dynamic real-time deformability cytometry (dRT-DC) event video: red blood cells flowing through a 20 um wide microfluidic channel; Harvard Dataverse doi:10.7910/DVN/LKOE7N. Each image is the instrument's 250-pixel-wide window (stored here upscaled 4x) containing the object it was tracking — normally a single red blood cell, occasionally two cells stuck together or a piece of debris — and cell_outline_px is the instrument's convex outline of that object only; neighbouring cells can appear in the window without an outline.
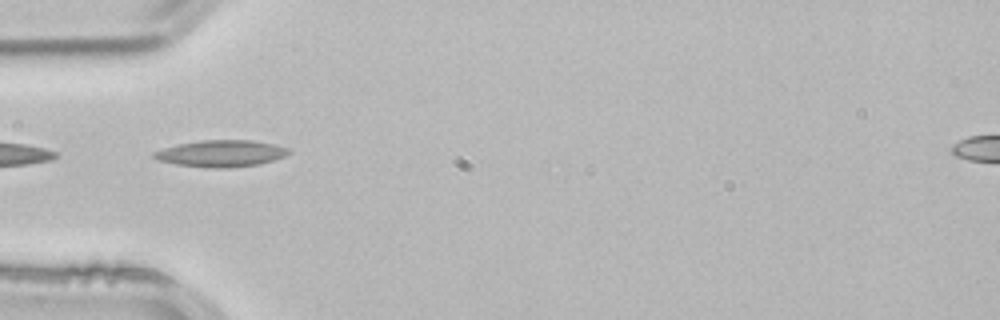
{"species": "common noctule bat (a hibernating species)", "species_latin": "Nyctalus noctula", "temperature_condition": "room temperature", "stored_images_in_passage": 3, "camera_frame_rate_fps": 3000, "um_per_image_px": 0.085, "animal": {"sex": "male", "body_mass_g": 21.5, "forearm_length_mm": 52.0}, "frame": {"image": 1, "passage_image": 3, "time_ms": 0.667, "image_size_px": [1000, 320], "cell_outline_px": [[292, 152], [284, 156], [260, 164], [228, 168], [212, 168], [176, 164], [160, 160], [152, 156], [152, 152], [164, 148], [180, 144], [200, 140], [252, 140], [272, 144], [288, 148]], "centroid_in_image_um": [18.8, 13.04], "position_along_channel_um": 66.2, "area_um2": 20.75}}